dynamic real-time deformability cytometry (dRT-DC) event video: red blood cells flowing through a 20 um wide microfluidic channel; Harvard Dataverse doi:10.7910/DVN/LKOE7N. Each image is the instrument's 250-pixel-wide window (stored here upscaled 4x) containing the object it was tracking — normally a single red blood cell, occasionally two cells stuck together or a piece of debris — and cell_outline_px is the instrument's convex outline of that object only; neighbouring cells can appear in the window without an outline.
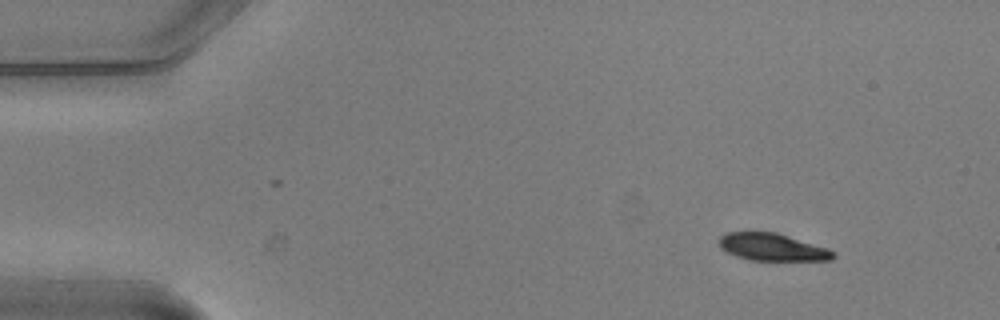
{"species": "common noctule bat (a hibernating species)", "species_latin": "Nyctalus noctula", "temperature_condition": "warm", "stored_images_in_passage": 3, "camera_frame_rate_fps": 3000, "um_per_image_px": 0.085, "animal": {"sex": "male", "body_mass_g": 20.5, "forearm_length_mm": 52.5}, "frame": {"image": 1, "passage_image": 1, "time_ms": 0.0, "image_size_px": [1000, 320], "cell_outline_px": [[836, 256], [832, 260], [752, 260], [736, 256], [720, 248], [720, 236], [724, 232], [776, 232], [828, 248], [836, 252]], "centroid_in_image_um": [65.67, 21.0], "position_along_channel_um": 19.3, "area_um2": 18.15}}
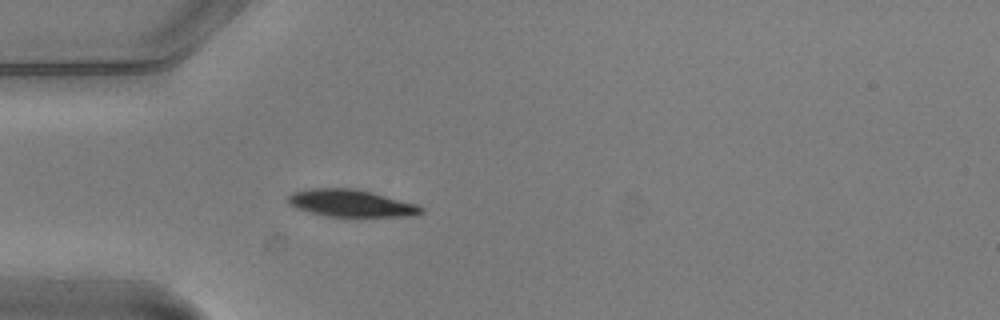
{"frame": {"image": 2, "passage_image": 3, "time_ms": 0.667, "image_size_px": [1000, 320], "cell_outline_px": [[424, 212], [412, 216], [328, 216], [296, 208], [288, 204], [288, 196], [292, 192], [308, 188], [356, 188], [372, 192], [416, 204], [424, 208]], "centroid_in_image_um": [29.83, 17.26], "position_along_channel_um": 55.2, "area_um2": 20.98}}